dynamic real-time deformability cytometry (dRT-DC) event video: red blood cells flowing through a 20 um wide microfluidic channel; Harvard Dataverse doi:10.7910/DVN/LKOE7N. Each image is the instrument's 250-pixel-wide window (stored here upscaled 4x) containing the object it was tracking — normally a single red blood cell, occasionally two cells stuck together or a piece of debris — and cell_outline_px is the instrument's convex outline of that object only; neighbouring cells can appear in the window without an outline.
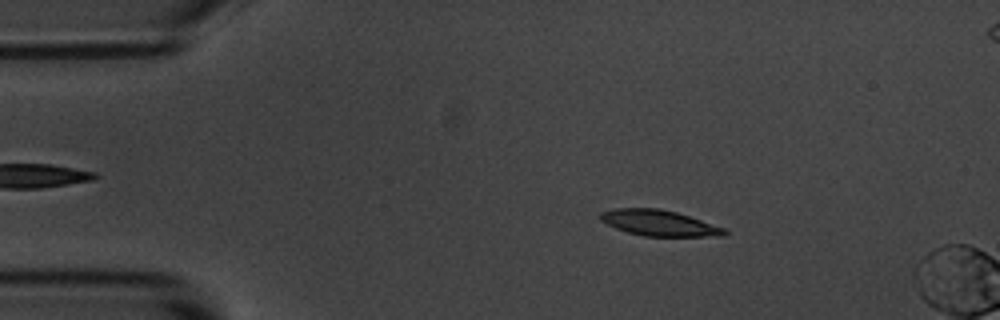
{"species": "common noctule bat (a hibernating species)", "species_latin": "Nyctalus noctula", "temperature_condition": "room temperature", "stored_images_in_passage": 12, "camera_frame_rate_fps": 3000, "um_per_image_px": 0.085, "animal": {"sex": "male", "body_mass_g": 20.1, "forearm_length_mm": 53.5}, "frame": {"image": 1, "passage_image": 9, "time_ms": 2.667, "image_size_px": [1000, 320], "cell_outline_px": [[728, 232], [724, 236], [644, 236], [628, 232], [616, 228], [600, 220], [600, 212], [612, 208], [660, 208], [676, 212], [724, 228]], "centroid_in_image_um": [55.99, 18.95], "position_along_channel_um": 29.0, "area_um2": 18.5}}